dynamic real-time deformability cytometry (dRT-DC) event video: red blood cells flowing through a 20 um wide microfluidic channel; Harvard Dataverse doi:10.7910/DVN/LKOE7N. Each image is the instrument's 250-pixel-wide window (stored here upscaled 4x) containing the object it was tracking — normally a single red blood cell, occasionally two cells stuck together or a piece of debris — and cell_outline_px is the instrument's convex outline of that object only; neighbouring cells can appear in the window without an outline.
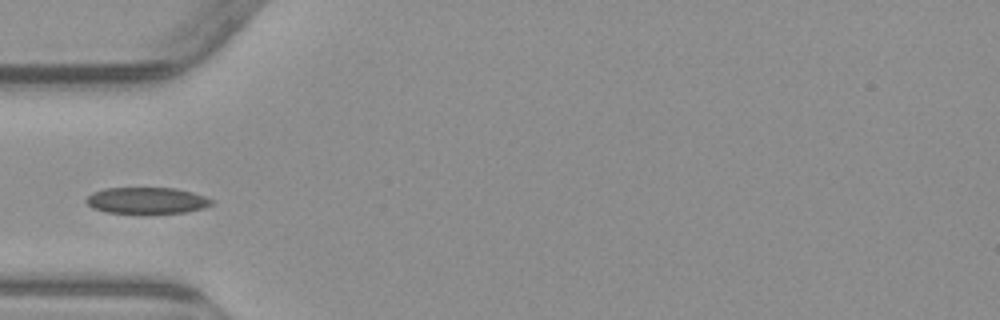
{"species": "common noctule bat (a hibernating species)", "species_latin": "Nyctalus noctula", "temperature_condition": "warm", "stored_images_in_passage": 5, "camera_frame_rate_fps": 3000, "um_per_image_px": 0.085, "animal": {"sex": "male", "body_mass_g": 23.1, "forearm_length_mm": 52.7}, "frame": {"image": 1, "passage_image": 4, "time_ms": 4.667, "image_size_px": [1000, 320], "cell_outline_px": [[216, 204], [204, 208], [184, 212], [148, 216], [104, 212], [92, 208], [84, 200], [92, 192], [104, 188], [176, 188], [192, 192], [204, 196], [212, 200]], "centroid_in_image_um": [12.47, 17.09], "position_along_channel_um": 72.5, "area_um2": 20.23}}
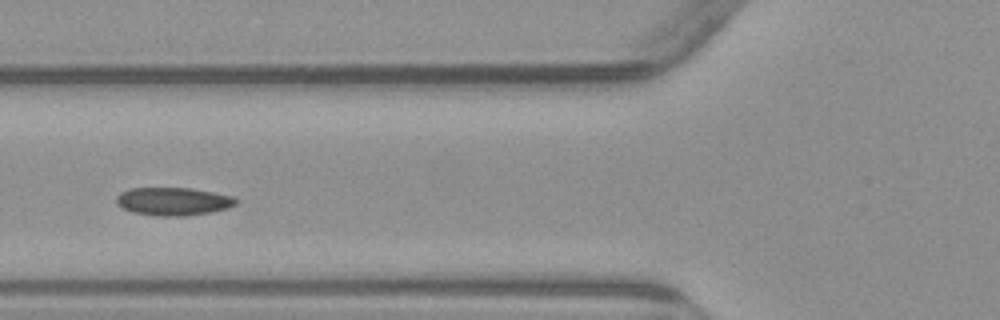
{"frame": {"image": 2, "passage_image": 5, "time_ms": 5.667, "image_size_px": [1000, 320], "cell_outline_px": [[240, 200], [236, 204], [228, 208], [212, 212], [188, 216], [156, 216], [132, 212], [120, 208], [116, 204], [116, 196], [120, 192], [128, 188], [192, 188], [232, 196]], "centroid_in_image_um": [14.7, 17.12], "position_along_channel_um": 111.1, "area_um2": 19.88}}